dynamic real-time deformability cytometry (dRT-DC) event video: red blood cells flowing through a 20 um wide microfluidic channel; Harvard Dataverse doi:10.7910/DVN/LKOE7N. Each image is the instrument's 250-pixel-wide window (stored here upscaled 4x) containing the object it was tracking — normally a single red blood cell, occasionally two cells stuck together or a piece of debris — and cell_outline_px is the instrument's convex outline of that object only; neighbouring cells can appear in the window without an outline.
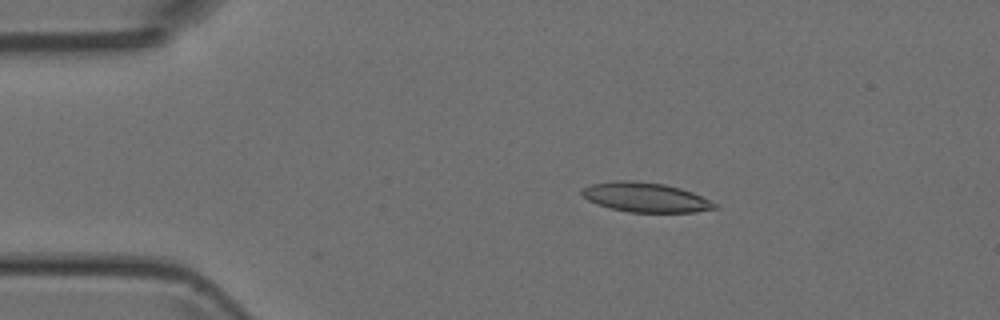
{"species": "Egyptian fruit bat (a non-hibernating species)", "species_latin": "Rousettus aegyptiacus", "temperature_condition": "room temperature", "stored_images_in_passage": 5, "camera_frame_rate_fps": 3000, "um_per_image_px": 0.085, "animal": {"sex": "female"}, "frame": {"image": 1, "passage_image": 2, "time_ms": 1.0, "image_size_px": [1000, 320], "cell_outline_px": [[720, 208], [696, 212], [628, 212], [596, 204], [588, 200], [580, 192], [580, 188], [592, 184], [616, 180], [632, 180], [664, 184], [680, 188], [692, 192], [716, 204]], "centroid_in_image_um": [54.85, 16.77], "position_along_channel_um": 30.2, "area_um2": 22.83}}
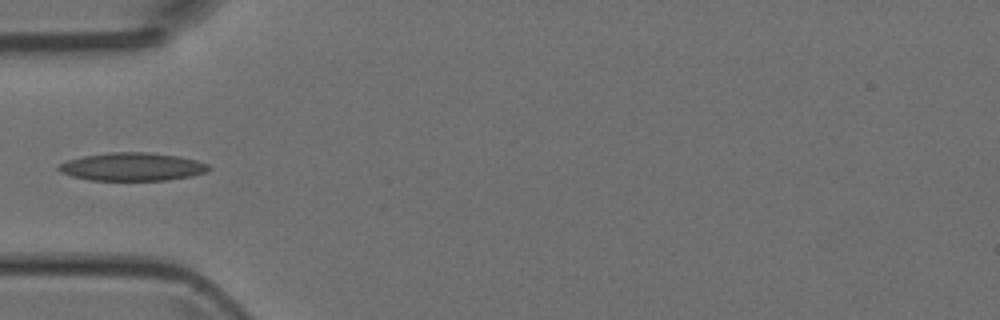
{"frame": {"image": 2, "passage_image": 4, "time_ms": 3.333, "image_size_px": [1000, 320], "cell_outline_px": [[212, 168], [208, 172], [192, 176], [168, 180], [88, 180], [72, 176], [60, 172], [56, 168], [60, 164], [68, 160], [84, 156], [108, 152], [148, 152], [180, 156], [196, 160], [208, 164]], "centroid_in_image_um": [11.28, 14.17], "position_along_channel_um": 73.7, "area_um2": 24.74}}
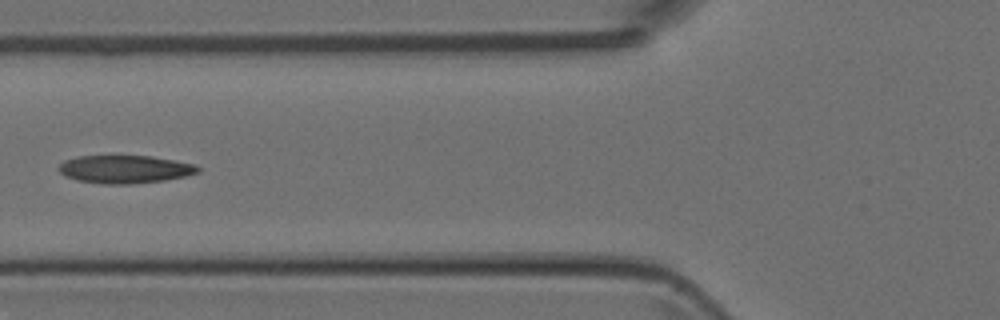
{"frame": {"image": 3, "passage_image": 5, "time_ms": 4.333, "image_size_px": [1000, 320], "cell_outline_px": [[200, 172], [184, 176], [164, 180], [132, 184], [104, 184], [76, 180], [64, 176], [56, 168], [64, 160], [80, 156], [152, 156], [196, 164], [200, 168]], "centroid_in_image_um": [10.6, 14.38], "position_along_channel_um": 115.2, "area_um2": 22.77}}